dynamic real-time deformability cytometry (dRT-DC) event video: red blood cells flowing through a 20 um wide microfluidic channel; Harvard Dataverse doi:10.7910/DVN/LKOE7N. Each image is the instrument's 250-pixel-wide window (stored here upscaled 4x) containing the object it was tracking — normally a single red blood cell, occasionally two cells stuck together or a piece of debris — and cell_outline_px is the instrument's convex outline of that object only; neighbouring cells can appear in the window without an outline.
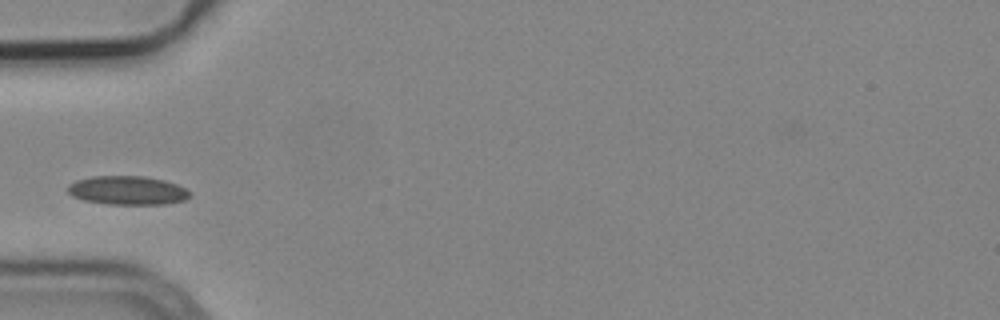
{"species": "common noctule bat (a hibernating species)", "species_latin": "Nyctalus noctula", "temperature_condition": "cold", "stored_images_in_passage": 7, "camera_frame_rate_fps": 3000, "um_per_image_px": 0.085, "animal": {"sex": "male", "body_mass_g": 19.2, "forearm_length_mm": 51.8}, "frame": {"image": 1, "passage_image": 1, "time_ms": 0.0, "image_size_px": [1000, 320], "cell_outline_px": [[192, 196], [184, 200], [164, 204], [108, 204], [84, 200], [72, 196], [68, 192], [68, 184], [76, 180], [92, 176], [144, 176], [164, 180], [176, 184], [192, 192]], "centroid_in_image_um": [10.84, 16.18], "position_along_channel_um": 74.2, "area_um2": 20.52}}
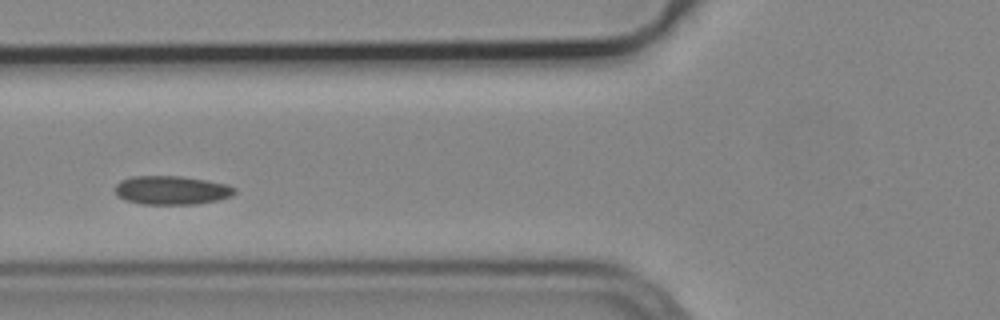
{"frame": {"image": 2, "passage_image": 4, "time_ms": 1.0, "image_size_px": [1000, 320], "cell_outline_px": [[236, 192], [232, 196], [216, 200], [196, 204], [144, 204], [124, 200], [116, 196], [116, 184], [120, 180], [132, 176], [180, 176], [204, 180], [224, 184], [236, 188]], "centroid_in_image_um": [14.55, 16.17], "position_along_channel_um": 111.3, "area_um2": 19.94}}